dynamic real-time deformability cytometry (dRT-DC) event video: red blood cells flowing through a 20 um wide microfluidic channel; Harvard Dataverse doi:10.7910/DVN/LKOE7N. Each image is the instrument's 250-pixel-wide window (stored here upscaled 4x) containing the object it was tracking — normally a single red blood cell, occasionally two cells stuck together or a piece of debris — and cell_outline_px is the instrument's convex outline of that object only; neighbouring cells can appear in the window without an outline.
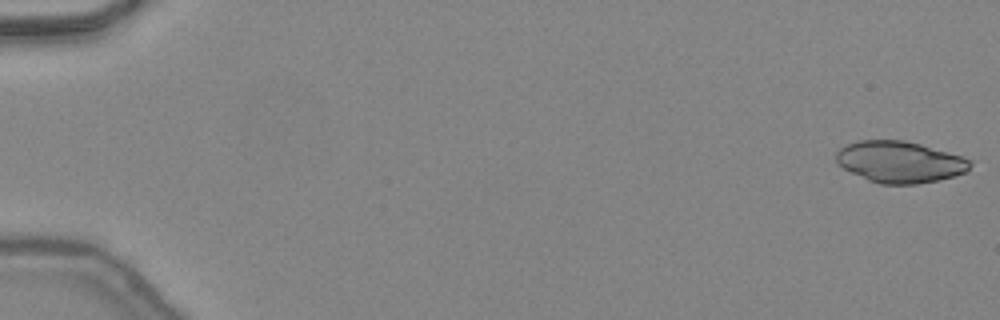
{"species": "common noctule bat (a hibernating species)", "species_latin": "Nyctalus noctula", "temperature_condition": "warm", "stored_images_in_passage": 19, "camera_frame_rate_fps": 3000, "um_per_image_px": 0.085, "animal": {"sex": "female", "body_mass_g": 24.6, "forearm_length_mm": 56.2}, "frame": {"image": 1, "passage_image": 1, "time_ms": 0.0, "image_size_px": [1000, 320], "cell_outline_px": [[972, 164], [968, 172], [936, 180], [916, 184], [880, 184], [868, 180], [836, 164], [836, 152], [840, 148], [848, 144], [860, 140], [904, 140], [920, 144], [964, 156], [972, 160]], "centroid_in_image_um": [76.51, 13.76], "position_along_channel_um": 8.5, "area_um2": 32.43}}